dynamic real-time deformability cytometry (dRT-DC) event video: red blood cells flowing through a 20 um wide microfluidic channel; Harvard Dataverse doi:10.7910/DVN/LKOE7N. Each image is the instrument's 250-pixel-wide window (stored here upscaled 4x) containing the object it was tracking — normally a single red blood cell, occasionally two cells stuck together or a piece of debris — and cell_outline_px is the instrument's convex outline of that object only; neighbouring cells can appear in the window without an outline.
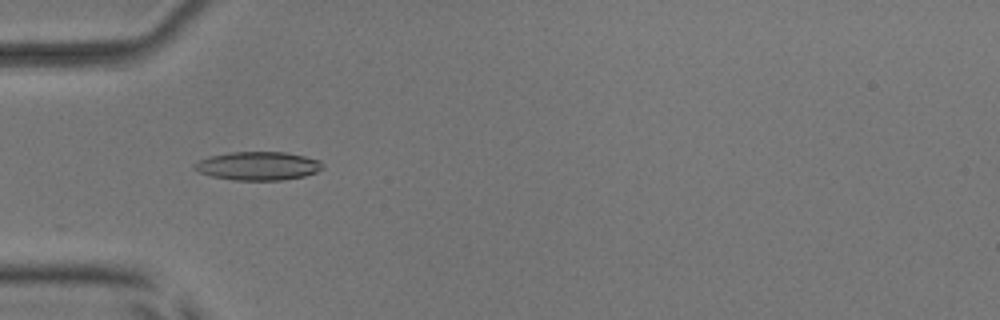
{"species": "common noctule bat (a hibernating species)", "species_latin": "Nyctalus noctula", "temperature_condition": "room temperature", "stored_images_in_passage": 34, "camera_frame_rate_fps": 3000, "um_per_image_px": 0.085, "animal": {"sex": "male", "body_mass_g": 17.9, "forearm_length_mm": 54.2}, "frame": {"image": 1, "passage_image": 18, "time_ms": 5.667, "image_size_px": [1000, 320], "cell_outline_px": [[324, 168], [316, 172], [304, 176], [280, 180], [232, 180], [212, 176], [200, 172], [192, 168], [192, 164], [208, 156], [228, 152], [284, 152], [304, 156], [320, 160], [324, 164]], "centroid_in_image_um": [21.92, 14.1], "position_along_channel_um": 63.1, "area_um2": 21.39}}
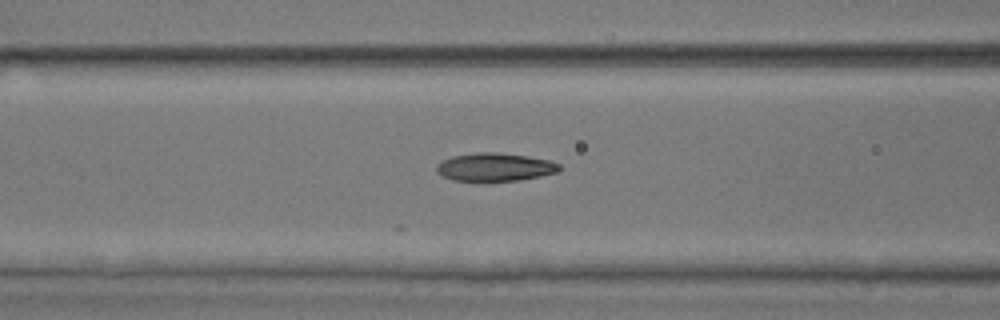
{"frame": {"image": 2, "passage_image": 23, "time_ms": 7.333, "image_size_px": [1000, 320], "cell_outline_px": [[560, 168], [556, 172], [540, 176], [520, 180], [452, 180], [436, 172], [436, 164], [452, 156], [476, 152], [496, 152], [528, 156], [548, 160], [560, 164]], "centroid_in_image_um": [42.05, 14.18], "position_along_channel_um": 124.6, "area_um2": 19.88}}